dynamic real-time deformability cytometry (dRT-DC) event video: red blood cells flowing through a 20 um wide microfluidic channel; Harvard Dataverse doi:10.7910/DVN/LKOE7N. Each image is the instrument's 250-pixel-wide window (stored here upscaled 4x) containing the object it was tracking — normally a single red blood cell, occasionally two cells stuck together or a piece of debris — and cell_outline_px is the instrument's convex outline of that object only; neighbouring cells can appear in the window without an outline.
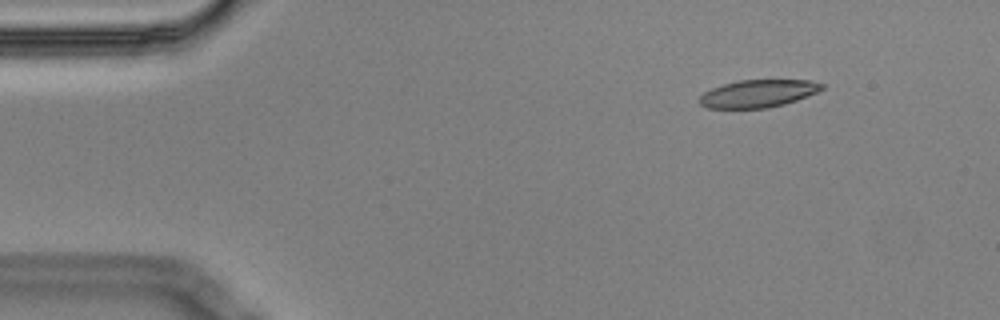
{"species": "Egyptian fruit bat (a non-hibernating species)", "species_latin": "Rousettus aegyptiacus", "temperature_condition": "cold", "stored_images_in_passage": 3, "camera_frame_rate_fps": 3000, "um_per_image_px": 0.085, "animal": {"sex": "male"}, "frame": {"image": 1, "passage_image": 1, "time_ms": 0.0, "image_size_px": [1000, 320], "cell_outline_px": [[824, 88], [816, 92], [796, 100], [784, 104], [768, 108], [708, 108], [700, 104], [700, 96], [704, 92], [712, 88], [736, 80], [808, 80], [824, 84]], "centroid_in_image_um": [64.43, 7.95], "position_along_channel_um": 20.6, "area_um2": 19.54}}